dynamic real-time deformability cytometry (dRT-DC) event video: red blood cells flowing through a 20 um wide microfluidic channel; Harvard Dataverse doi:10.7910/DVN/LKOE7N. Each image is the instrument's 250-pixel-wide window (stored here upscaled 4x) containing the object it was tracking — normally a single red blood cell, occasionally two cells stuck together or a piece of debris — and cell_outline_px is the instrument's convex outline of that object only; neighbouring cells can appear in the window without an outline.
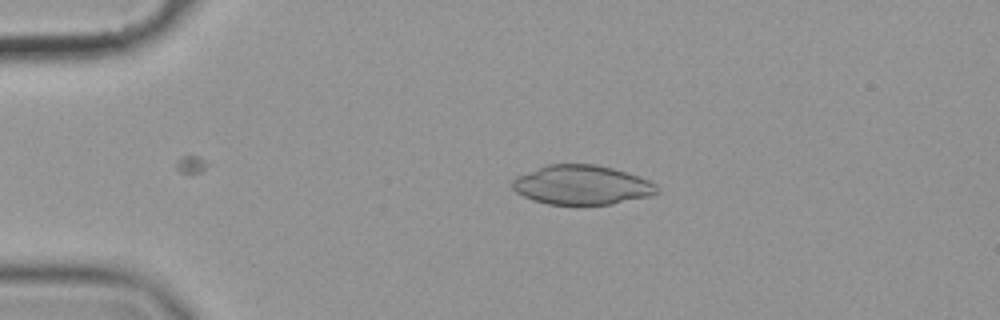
{"species": "common noctule bat (a hibernating species)", "species_latin": "Nyctalus noctula", "temperature_condition": "cold", "stored_images_in_passage": 47, "camera_frame_rate_fps": 3000, "um_per_image_px": 0.085, "animal": {"sex": "female", "body_mass_g": 19.9}, "frame": {"image": 1, "passage_image": 11, "time_ms": 3.333, "image_size_px": [1000, 320], "cell_outline_px": [[660, 192], [648, 196], [612, 204], [548, 204], [532, 200], [516, 192], [512, 188], [512, 180], [516, 176], [548, 164], [596, 164], [612, 168], [648, 180], [656, 184]], "centroid_in_image_um": [49.43, 15.72], "position_along_channel_um": 35.6, "area_um2": 32.95}}
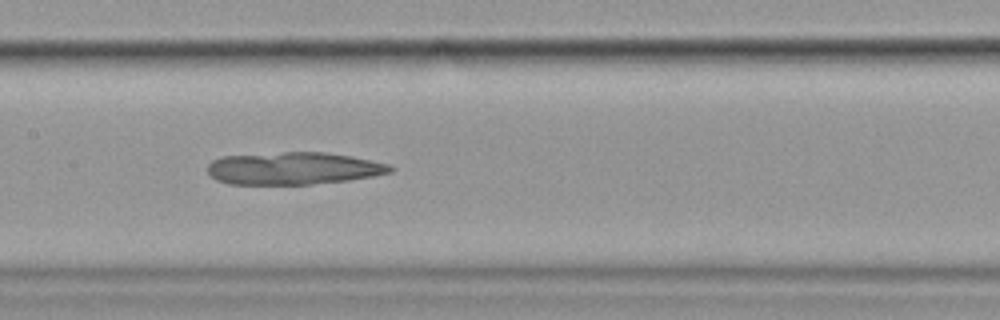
{"frame": {"image": 2, "passage_image": 27, "time_ms": 8.667, "image_size_px": [1000, 320], "cell_outline_px": [[396, 168], [392, 172], [372, 176], [348, 180], [312, 184], [228, 184], [216, 180], [208, 172], [208, 164], [212, 160], [224, 156], [284, 152], [324, 152], [348, 156], [388, 164]], "centroid_in_image_um": [24.92, 14.31], "position_along_channel_um": 182.5, "area_um2": 34.28}}
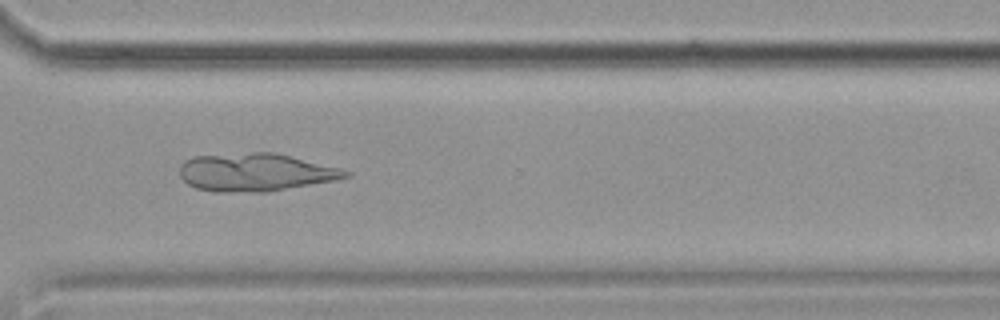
{"frame": {"image": 3, "passage_image": 41, "time_ms": 13.333, "image_size_px": [1000, 320], "cell_outline_px": [[352, 176], [336, 180], [268, 192], [216, 192], [196, 188], [188, 184], [180, 176], [180, 164], [184, 160], [192, 156], [252, 152], [272, 152], [340, 168], [352, 172]], "centroid_in_image_um": [21.7, 14.65], "position_along_channel_um": 348.9, "area_um2": 36.82}}